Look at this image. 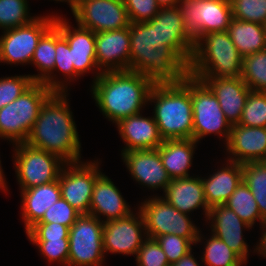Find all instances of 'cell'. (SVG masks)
<instances>
[{
	"instance_id": "cell-1",
	"label": "cell",
	"mask_w": 266,
	"mask_h": 266,
	"mask_svg": "<svg viewBox=\"0 0 266 266\" xmlns=\"http://www.w3.org/2000/svg\"><path fill=\"white\" fill-rule=\"evenodd\" d=\"M68 92H53L40 108L26 144L61 157L65 162L81 160V142Z\"/></svg>"
},
{
	"instance_id": "cell-2",
	"label": "cell",
	"mask_w": 266,
	"mask_h": 266,
	"mask_svg": "<svg viewBox=\"0 0 266 266\" xmlns=\"http://www.w3.org/2000/svg\"><path fill=\"white\" fill-rule=\"evenodd\" d=\"M155 83L144 74L107 71L92 83L91 95L102 115L114 124L148 107V98Z\"/></svg>"
},
{
	"instance_id": "cell-3",
	"label": "cell",
	"mask_w": 266,
	"mask_h": 266,
	"mask_svg": "<svg viewBox=\"0 0 266 266\" xmlns=\"http://www.w3.org/2000/svg\"><path fill=\"white\" fill-rule=\"evenodd\" d=\"M130 69L154 83L181 82L188 65L168 46L155 48L154 28L148 22L130 23Z\"/></svg>"
},
{
	"instance_id": "cell-4",
	"label": "cell",
	"mask_w": 266,
	"mask_h": 266,
	"mask_svg": "<svg viewBox=\"0 0 266 266\" xmlns=\"http://www.w3.org/2000/svg\"><path fill=\"white\" fill-rule=\"evenodd\" d=\"M153 118L163 140L193 139L191 75L181 82L155 83L148 105H153Z\"/></svg>"
},
{
	"instance_id": "cell-5",
	"label": "cell",
	"mask_w": 266,
	"mask_h": 266,
	"mask_svg": "<svg viewBox=\"0 0 266 266\" xmlns=\"http://www.w3.org/2000/svg\"><path fill=\"white\" fill-rule=\"evenodd\" d=\"M243 57L227 31L201 36L194 45L188 65L193 77H241Z\"/></svg>"
},
{
	"instance_id": "cell-6",
	"label": "cell",
	"mask_w": 266,
	"mask_h": 266,
	"mask_svg": "<svg viewBox=\"0 0 266 266\" xmlns=\"http://www.w3.org/2000/svg\"><path fill=\"white\" fill-rule=\"evenodd\" d=\"M53 93L42 82H34L17 99L0 109V139L12 145L24 143L38 118L40 108Z\"/></svg>"
},
{
	"instance_id": "cell-7",
	"label": "cell",
	"mask_w": 266,
	"mask_h": 266,
	"mask_svg": "<svg viewBox=\"0 0 266 266\" xmlns=\"http://www.w3.org/2000/svg\"><path fill=\"white\" fill-rule=\"evenodd\" d=\"M140 203L137 208L142 214L147 237L155 239L172 234L187 238L196 246L200 228L193 223L190 215L178 211L159 194L150 195Z\"/></svg>"
},
{
	"instance_id": "cell-8",
	"label": "cell",
	"mask_w": 266,
	"mask_h": 266,
	"mask_svg": "<svg viewBox=\"0 0 266 266\" xmlns=\"http://www.w3.org/2000/svg\"><path fill=\"white\" fill-rule=\"evenodd\" d=\"M13 148V164L19 190L48 184L59 179L67 163L56 154L40 150L24 143H16Z\"/></svg>"
},
{
	"instance_id": "cell-9",
	"label": "cell",
	"mask_w": 266,
	"mask_h": 266,
	"mask_svg": "<svg viewBox=\"0 0 266 266\" xmlns=\"http://www.w3.org/2000/svg\"><path fill=\"white\" fill-rule=\"evenodd\" d=\"M191 100L193 107V139L200 143L207 135L214 134L227 144L232 125L226 119L219 102L210 88L191 76Z\"/></svg>"
},
{
	"instance_id": "cell-10",
	"label": "cell",
	"mask_w": 266,
	"mask_h": 266,
	"mask_svg": "<svg viewBox=\"0 0 266 266\" xmlns=\"http://www.w3.org/2000/svg\"><path fill=\"white\" fill-rule=\"evenodd\" d=\"M39 15L29 24L2 31L0 64L31 65L41 37L55 24L56 15Z\"/></svg>"
},
{
	"instance_id": "cell-11",
	"label": "cell",
	"mask_w": 266,
	"mask_h": 266,
	"mask_svg": "<svg viewBox=\"0 0 266 266\" xmlns=\"http://www.w3.org/2000/svg\"><path fill=\"white\" fill-rule=\"evenodd\" d=\"M104 222L89 214H81L69 231L68 266H103Z\"/></svg>"
},
{
	"instance_id": "cell-12",
	"label": "cell",
	"mask_w": 266,
	"mask_h": 266,
	"mask_svg": "<svg viewBox=\"0 0 266 266\" xmlns=\"http://www.w3.org/2000/svg\"><path fill=\"white\" fill-rule=\"evenodd\" d=\"M177 6L194 42L205 34L227 31L233 18L230 0H180Z\"/></svg>"
},
{
	"instance_id": "cell-13",
	"label": "cell",
	"mask_w": 266,
	"mask_h": 266,
	"mask_svg": "<svg viewBox=\"0 0 266 266\" xmlns=\"http://www.w3.org/2000/svg\"><path fill=\"white\" fill-rule=\"evenodd\" d=\"M100 161L66 163L59 175L61 197L81 214H89L95 181L103 173Z\"/></svg>"
},
{
	"instance_id": "cell-14",
	"label": "cell",
	"mask_w": 266,
	"mask_h": 266,
	"mask_svg": "<svg viewBox=\"0 0 266 266\" xmlns=\"http://www.w3.org/2000/svg\"><path fill=\"white\" fill-rule=\"evenodd\" d=\"M71 12L78 25L94 33L130 25L124 0H74Z\"/></svg>"
},
{
	"instance_id": "cell-15",
	"label": "cell",
	"mask_w": 266,
	"mask_h": 266,
	"mask_svg": "<svg viewBox=\"0 0 266 266\" xmlns=\"http://www.w3.org/2000/svg\"><path fill=\"white\" fill-rule=\"evenodd\" d=\"M146 238L144 220L138 209L125 218L104 222L102 241L105 256L112 253L136 257Z\"/></svg>"
},
{
	"instance_id": "cell-16",
	"label": "cell",
	"mask_w": 266,
	"mask_h": 266,
	"mask_svg": "<svg viewBox=\"0 0 266 266\" xmlns=\"http://www.w3.org/2000/svg\"><path fill=\"white\" fill-rule=\"evenodd\" d=\"M147 22L154 28L155 48L168 46L189 65L195 42L184 26L178 6L160 8Z\"/></svg>"
},
{
	"instance_id": "cell-17",
	"label": "cell",
	"mask_w": 266,
	"mask_h": 266,
	"mask_svg": "<svg viewBox=\"0 0 266 266\" xmlns=\"http://www.w3.org/2000/svg\"><path fill=\"white\" fill-rule=\"evenodd\" d=\"M69 22L70 20L68 21L63 15H56L54 25L71 48V64L74 65L75 72L80 77L92 72L94 74L92 82H94L102 74L96 63L95 33L78 24L74 27Z\"/></svg>"
},
{
	"instance_id": "cell-18",
	"label": "cell",
	"mask_w": 266,
	"mask_h": 266,
	"mask_svg": "<svg viewBox=\"0 0 266 266\" xmlns=\"http://www.w3.org/2000/svg\"><path fill=\"white\" fill-rule=\"evenodd\" d=\"M122 160L138 185L151 191L166 190L171 178L168 176L161 162L157 149L132 150L121 154Z\"/></svg>"
},
{
	"instance_id": "cell-19",
	"label": "cell",
	"mask_w": 266,
	"mask_h": 266,
	"mask_svg": "<svg viewBox=\"0 0 266 266\" xmlns=\"http://www.w3.org/2000/svg\"><path fill=\"white\" fill-rule=\"evenodd\" d=\"M206 223L213 235L223 240L245 263L248 262L249 254H251L249 252L252 251H249L250 246L245 241L243 231L252 229L250 225L225 205H216L210 208Z\"/></svg>"
},
{
	"instance_id": "cell-20",
	"label": "cell",
	"mask_w": 266,
	"mask_h": 266,
	"mask_svg": "<svg viewBox=\"0 0 266 266\" xmlns=\"http://www.w3.org/2000/svg\"><path fill=\"white\" fill-rule=\"evenodd\" d=\"M96 63L101 72L130 69L129 27L95 33Z\"/></svg>"
},
{
	"instance_id": "cell-21",
	"label": "cell",
	"mask_w": 266,
	"mask_h": 266,
	"mask_svg": "<svg viewBox=\"0 0 266 266\" xmlns=\"http://www.w3.org/2000/svg\"><path fill=\"white\" fill-rule=\"evenodd\" d=\"M224 146L227 160L240 164L260 162L266 156V127L234 124Z\"/></svg>"
},
{
	"instance_id": "cell-22",
	"label": "cell",
	"mask_w": 266,
	"mask_h": 266,
	"mask_svg": "<svg viewBox=\"0 0 266 266\" xmlns=\"http://www.w3.org/2000/svg\"><path fill=\"white\" fill-rule=\"evenodd\" d=\"M133 211L112 179L102 173L95 181L89 215L102 222L122 219ZM103 219V220H102Z\"/></svg>"
},
{
	"instance_id": "cell-23",
	"label": "cell",
	"mask_w": 266,
	"mask_h": 266,
	"mask_svg": "<svg viewBox=\"0 0 266 266\" xmlns=\"http://www.w3.org/2000/svg\"><path fill=\"white\" fill-rule=\"evenodd\" d=\"M124 143L123 152L157 149L163 142L157 123L152 116L142 113L121 119L115 124Z\"/></svg>"
},
{
	"instance_id": "cell-24",
	"label": "cell",
	"mask_w": 266,
	"mask_h": 266,
	"mask_svg": "<svg viewBox=\"0 0 266 266\" xmlns=\"http://www.w3.org/2000/svg\"><path fill=\"white\" fill-rule=\"evenodd\" d=\"M203 81L216 96L220 108L231 125L238 124L249 92L241 77H195Z\"/></svg>"
},
{
	"instance_id": "cell-25",
	"label": "cell",
	"mask_w": 266,
	"mask_h": 266,
	"mask_svg": "<svg viewBox=\"0 0 266 266\" xmlns=\"http://www.w3.org/2000/svg\"><path fill=\"white\" fill-rule=\"evenodd\" d=\"M161 197L178 211L192 215V212L202 209L205 220L209 210L204 196L202 178L199 175L171 179L170 184Z\"/></svg>"
},
{
	"instance_id": "cell-26",
	"label": "cell",
	"mask_w": 266,
	"mask_h": 266,
	"mask_svg": "<svg viewBox=\"0 0 266 266\" xmlns=\"http://www.w3.org/2000/svg\"><path fill=\"white\" fill-rule=\"evenodd\" d=\"M221 164V168L213 170L214 173L201 177L204 196L209 208L225 205L242 182V164L227 159L226 161L224 159V163Z\"/></svg>"
},
{
	"instance_id": "cell-27",
	"label": "cell",
	"mask_w": 266,
	"mask_h": 266,
	"mask_svg": "<svg viewBox=\"0 0 266 266\" xmlns=\"http://www.w3.org/2000/svg\"><path fill=\"white\" fill-rule=\"evenodd\" d=\"M21 217L24 222L25 233L38 223L45 211L61 198L59 181L35 186L20 191Z\"/></svg>"
},
{
	"instance_id": "cell-28",
	"label": "cell",
	"mask_w": 266,
	"mask_h": 266,
	"mask_svg": "<svg viewBox=\"0 0 266 266\" xmlns=\"http://www.w3.org/2000/svg\"><path fill=\"white\" fill-rule=\"evenodd\" d=\"M198 142L194 139H168L157 148L162 165L171 179L189 177Z\"/></svg>"
},
{
	"instance_id": "cell-29",
	"label": "cell",
	"mask_w": 266,
	"mask_h": 266,
	"mask_svg": "<svg viewBox=\"0 0 266 266\" xmlns=\"http://www.w3.org/2000/svg\"><path fill=\"white\" fill-rule=\"evenodd\" d=\"M55 52L53 73H51L42 83H44L53 92H68L70 91L69 86L71 82L79 80L80 76L75 72L74 65L71 64V48H69L66 38L61 34L60 30L56 26ZM57 72L59 74L61 73V76L64 75V78H60V75L57 76Z\"/></svg>"
},
{
	"instance_id": "cell-30",
	"label": "cell",
	"mask_w": 266,
	"mask_h": 266,
	"mask_svg": "<svg viewBox=\"0 0 266 266\" xmlns=\"http://www.w3.org/2000/svg\"><path fill=\"white\" fill-rule=\"evenodd\" d=\"M227 32L242 57L266 49L265 25L232 18Z\"/></svg>"
},
{
	"instance_id": "cell-31",
	"label": "cell",
	"mask_w": 266,
	"mask_h": 266,
	"mask_svg": "<svg viewBox=\"0 0 266 266\" xmlns=\"http://www.w3.org/2000/svg\"><path fill=\"white\" fill-rule=\"evenodd\" d=\"M199 231L198 239L196 241V245L198 243H203L205 247H203L202 254L199 259H201L204 266H243L246 263L235 253L233 252L223 240L217 238L210 232L209 238Z\"/></svg>"
},
{
	"instance_id": "cell-32",
	"label": "cell",
	"mask_w": 266,
	"mask_h": 266,
	"mask_svg": "<svg viewBox=\"0 0 266 266\" xmlns=\"http://www.w3.org/2000/svg\"><path fill=\"white\" fill-rule=\"evenodd\" d=\"M55 25L40 39L31 60V65L37 68L38 74L30 75L34 82H43L53 73L55 64Z\"/></svg>"
},
{
	"instance_id": "cell-33",
	"label": "cell",
	"mask_w": 266,
	"mask_h": 266,
	"mask_svg": "<svg viewBox=\"0 0 266 266\" xmlns=\"http://www.w3.org/2000/svg\"><path fill=\"white\" fill-rule=\"evenodd\" d=\"M238 217L254 228L256 221L259 226L265 222L249 187L242 181L225 203Z\"/></svg>"
},
{
	"instance_id": "cell-34",
	"label": "cell",
	"mask_w": 266,
	"mask_h": 266,
	"mask_svg": "<svg viewBox=\"0 0 266 266\" xmlns=\"http://www.w3.org/2000/svg\"><path fill=\"white\" fill-rule=\"evenodd\" d=\"M242 181L251 190L260 216L266 221V168L260 162L242 164Z\"/></svg>"
},
{
	"instance_id": "cell-35",
	"label": "cell",
	"mask_w": 266,
	"mask_h": 266,
	"mask_svg": "<svg viewBox=\"0 0 266 266\" xmlns=\"http://www.w3.org/2000/svg\"><path fill=\"white\" fill-rule=\"evenodd\" d=\"M28 0H0V29L2 31L29 24L38 16L30 15Z\"/></svg>"
},
{
	"instance_id": "cell-36",
	"label": "cell",
	"mask_w": 266,
	"mask_h": 266,
	"mask_svg": "<svg viewBox=\"0 0 266 266\" xmlns=\"http://www.w3.org/2000/svg\"><path fill=\"white\" fill-rule=\"evenodd\" d=\"M241 78L251 91L266 92V50L243 57Z\"/></svg>"
},
{
	"instance_id": "cell-37",
	"label": "cell",
	"mask_w": 266,
	"mask_h": 266,
	"mask_svg": "<svg viewBox=\"0 0 266 266\" xmlns=\"http://www.w3.org/2000/svg\"><path fill=\"white\" fill-rule=\"evenodd\" d=\"M238 124L247 127H266V92H249Z\"/></svg>"
},
{
	"instance_id": "cell-38",
	"label": "cell",
	"mask_w": 266,
	"mask_h": 266,
	"mask_svg": "<svg viewBox=\"0 0 266 266\" xmlns=\"http://www.w3.org/2000/svg\"><path fill=\"white\" fill-rule=\"evenodd\" d=\"M232 16L235 19L266 23V0H230Z\"/></svg>"
},
{
	"instance_id": "cell-39",
	"label": "cell",
	"mask_w": 266,
	"mask_h": 266,
	"mask_svg": "<svg viewBox=\"0 0 266 266\" xmlns=\"http://www.w3.org/2000/svg\"><path fill=\"white\" fill-rule=\"evenodd\" d=\"M33 83L34 81L32 80L30 74L1 77L0 109L17 99Z\"/></svg>"
},
{
	"instance_id": "cell-40",
	"label": "cell",
	"mask_w": 266,
	"mask_h": 266,
	"mask_svg": "<svg viewBox=\"0 0 266 266\" xmlns=\"http://www.w3.org/2000/svg\"><path fill=\"white\" fill-rule=\"evenodd\" d=\"M34 246L38 248L40 255L50 264L56 262L61 266H68L69 258V240L55 239V240H29Z\"/></svg>"
},
{
	"instance_id": "cell-41",
	"label": "cell",
	"mask_w": 266,
	"mask_h": 266,
	"mask_svg": "<svg viewBox=\"0 0 266 266\" xmlns=\"http://www.w3.org/2000/svg\"><path fill=\"white\" fill-rule=\"evenodd\" d=\"M80 215V212L61 197L45 211L38 223H58L71 227Z\"/></svg>"
},
{
	"instance_id": "cell-42",
	"label": "cell",
	"mask_w": 266,
	"mask_h": 266,
	"mask_svg": "<svg viewBox=\"0 0 266 266\" xmlns=\"http://www.w3.org/2000/svg\"><path fill=\"white\" fill-rule=\"evenodd\" d=\"M137 266H170L156 239L147 237L135 257Z\"/></svg>"
},
{
	"instance_id": "cell-43",
	"label": "cell",
	"mask_w": 266,
	"mask_h": 266,
	"mask_svg": "<svg viewBox=\"0 0 266 266\" xmlns=\"http://www.w3.org/2000/svg\"><path fill=\"white\" fill-rule=\"evenodd\" d=\"M167 256L169 264L177 262L185 254L191 251L194 244L187 238L166 234L155 238Z\"/></svg>"
},
{
	"instance_id": "cell-44",
	"label": "cell",
	"mask_w": 266,
	"mask_h": 266,
	"mask_svg": "<svg viewBox=\"0 0 266 266\" xmlns=\"http://www.w3.org/2000/svg\"><path fill=\"white\" fill-rule=\"evenodd\" d=\"M130 23L147 22L160 10L156 0H124Z\"/></svg>"
},
{
	"instance_id": "cell-45",
	"label": "cell",
	"mask_w": 266,
	"mask_h": 266,
	"mask_svg": "<svg viewBox=\"0 0 266 266\" xmlns=\"http://www.w3.org/2000/svg\"><path fill=\"white\" fill-rule=\"evenodd\" d=\"M70 227L58 223H36L27 232L28 240L68 239Z\"/></svg>"
},
{
	"instance_id": "cell-46",
	"label": "cell",
	"mask_w": 266,
	"mask_h": 266,
	"mask_svg": "<svg viewBox=\"0 0 266 266\" xmlns=\"http://www.w3.org/2000/svg\"><path fill=\"white\" fill-rule=\"evenodd\" d=\"M261 228V237H259L260 239L257 241V244L253 247L254 248V252L259 255H261V257L266 258V221L263 222L260 226Z\"/></svg>"
},
{
	"instance_id": "cell-47",
	"label": "cell",
	"mask_w": 266,
	"mask_h": 266,
	"mask_svg": "<svg viewBox=\"0 0 266 266\" xmlns=\"http://www.w3.org/2000/svg\"><path fill=\"white\" fill-rule=\"evenodd\" d=\"M193 250L189 251L182 258H180L177 262L170 264V266H200V260H197V257H194Z\"/></svg>"
},
{
	"instance_id": "cell-48",
	"label": "cell",
	"mask_w": 266,
	"mask_h": 266,
	"mask_svg": "<svg viewBox=\"0 0 266 266\" xmlns=\"http://www.w3.org/2000/svg\"><path fill=\"white\" fill-rule=\"evenodd\" d=\"M0 190H2V192H6V193L9 190L8 185H7V181L5 178L4 170H3L2 165H1V160H0Z\"/></svg>"
},
{
	"instance_id": "cell-49",
	"label": "cell",
	"mask_w": 266,
	"mask_h": 266,
	"mask_svg": "<svg viewBox=\"0 0 266 266\" xmlns=\"http://www.w3.org/2000/svg\"><path fill=\"white\" fill-rule=\"evenodd\" d=\"M156 2L161 8H166L176 7L180 3V0H156Z\"/></svg>"
},
{
	"instance_id": "cell-50",
	"label": "cell",
	"mask_w": 266,
	"mask_h": 266,
	"mask_svg": "<svg viewBox=\"0 0 266 266\" xmlns=\"http://www.w3.org/2000/svg\"><path fill=\"white\" fill-rule=\"evenodd\" d=\"M54 1L55 2L57 1V3L58 2H67L69 7H70V10H72L74 0H54Z\"/></svg>"
},
{
	"instance_id": "cell-51",
	"label": "cell",
	"mask_w": 266,
	"mask_h": 266,
	"mask_svg": "<svg viewBox=\"0 0 266 266\" xmlns=\"http://www.w3.org/2000/svg\"><path fill=\"white\" fill-rule=\"evenodd\" d=\"M260 163L266 168V156L260 161Z\"/></svg>"
}]
</instances>
